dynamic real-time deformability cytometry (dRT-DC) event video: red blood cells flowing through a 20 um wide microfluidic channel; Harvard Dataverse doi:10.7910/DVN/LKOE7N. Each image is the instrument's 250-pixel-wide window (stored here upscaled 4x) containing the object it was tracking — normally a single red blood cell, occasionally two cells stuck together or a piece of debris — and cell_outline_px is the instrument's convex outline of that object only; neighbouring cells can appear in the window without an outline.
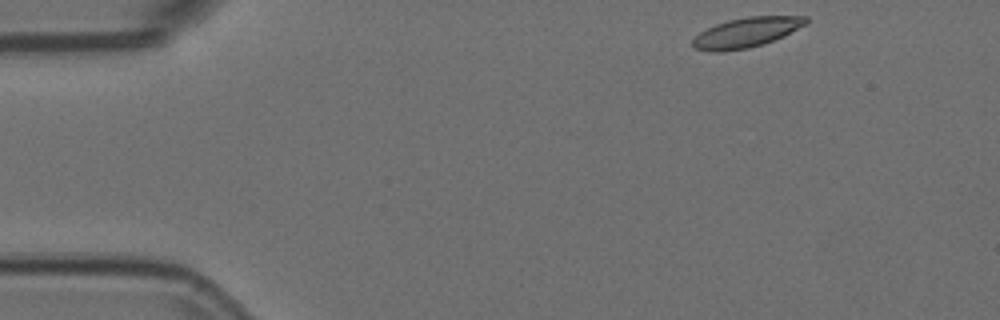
{"species": "Egyptian fruit bat (a non-hibernating species)", "species_latin": "Rousettus aegyptiacus", "temperature_condition": "room temperature", "stored_images_in_passage": 38, "camera_frame_rate_fps": 3000, "um_per_image_px": 0.085, "animal": {"sex": "female"}, "frame": {"image": 1, "passage_image": 1, "time_ms": 0.0, "image_size_px": [1000, 320], "cell_outline_px": [[808, 24], [784, 36], [764, 44], [748, 48], [720, 52], [712, 52], [696, 48], [692, 44], [692, 40], [700, 32], [716, 24], [728, 20], [748, 16], [808, 16]], "centroid_in_image_um": [63.49, 2.75], "position_along_channel_um": 21.5, "area_um2": 19.77}}
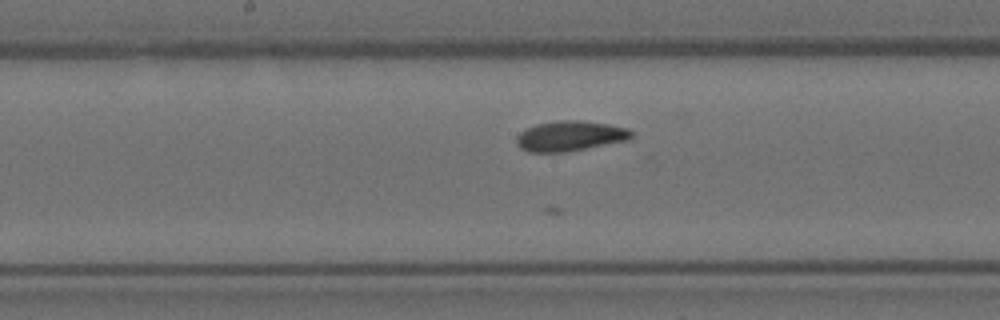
{"frame": {"image": 2, "passage_image": 22, "time_ms": 7.0, "image_size_px": [1000, 320], "cell_outline_px": [[632, 136], [628, 140], [564, 152], [528, 152], [520, 148], [516, 144], [516, 136], [520, 132], [536, 124], [560, 120], [580, 120], [608, 124], [628, 128], [632, 132]], "centroid_in_image_um": [48.43, 11.56], "position_along_channel_um": 199.8, "area_um2": 20.11}}
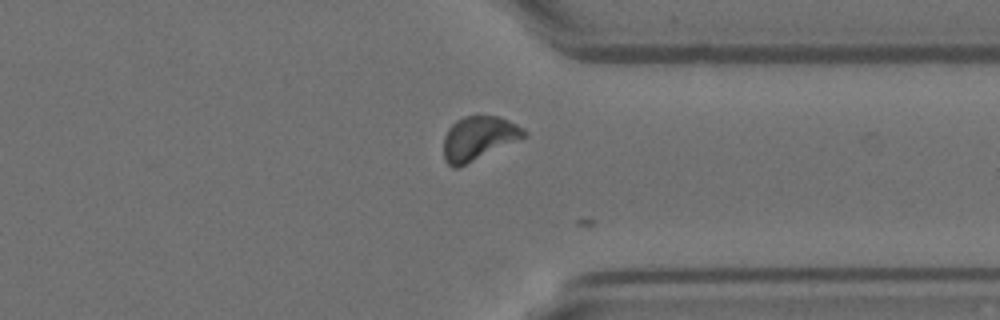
{"frame": {"image": 3, "passage_image": 36, "time_ms": 11.667, "image_size_px": [1000, 320], "cell_outline_px": [[528, 136], [456, 168], [452, 168], [444, 160], [444, 136], [448, 128], [456, 120], [464, 116], [496, 116], [508, 120], [524, 128], [528, 132]], "centroid_in_image_um": [40.68, 11.74], "position_along_channel_um": 370.7, "area_um2": 20.46}}